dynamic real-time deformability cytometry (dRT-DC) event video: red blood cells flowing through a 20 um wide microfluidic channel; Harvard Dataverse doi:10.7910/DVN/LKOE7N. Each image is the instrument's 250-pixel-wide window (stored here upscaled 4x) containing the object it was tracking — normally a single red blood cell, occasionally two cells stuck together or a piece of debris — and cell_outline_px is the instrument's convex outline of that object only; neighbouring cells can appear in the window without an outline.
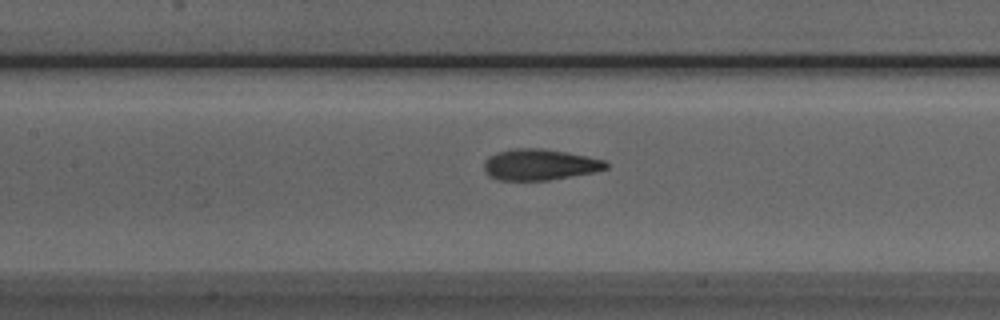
{"species": "Egyptian fruit bat (a non-hibernating species)", "species_latin": "Rousettus aegyptiacus", "temperature_condition": "room temperature", "stored_images_in_passage": 37, "camera_frame_rate_fps": 3000, "um_per_image_px": 0.085, "animal": {"sex": "male"}, "frame": {"image": 1, "passage_image": 9, "time_ms": 2.667, "image_size_px": [1000, 320], "cell_outline_px": [[608, 168], [592, 172], [548, 180], [500, 180], [488, 176], [484, 172], [484, 160], [488, 156], [496, 152], [516, 148], [544, 148], [568, 152], [588, 156], [604, 160], [608, 164]], "centroid_in_image_um": [45.83, 13.98], "position_along_channel_um": 161.6, "area_um2": 22.2}}
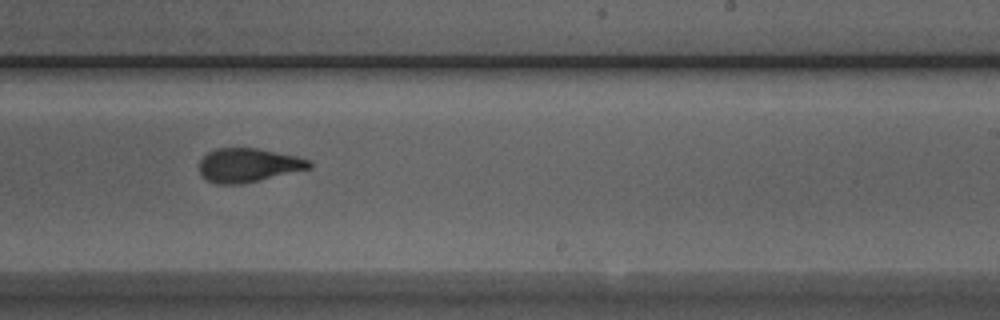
{"frame": {"image": 2, "passage_image": 17, "time_ms": 5.333, "image_size_px": [1000, 320], "cell_outline_px": [[312, 168], [240, 184], [216, 184], [204, 180], [200, 176], [200, 160], [208, 152], [216, 148], [256, 148], [296, 156], [308, 160], [312, 164]], "centroid_in_image_um": [21.06, 14.04], "position_along_channel_um": 267.9, "area_um2": 21.62}}
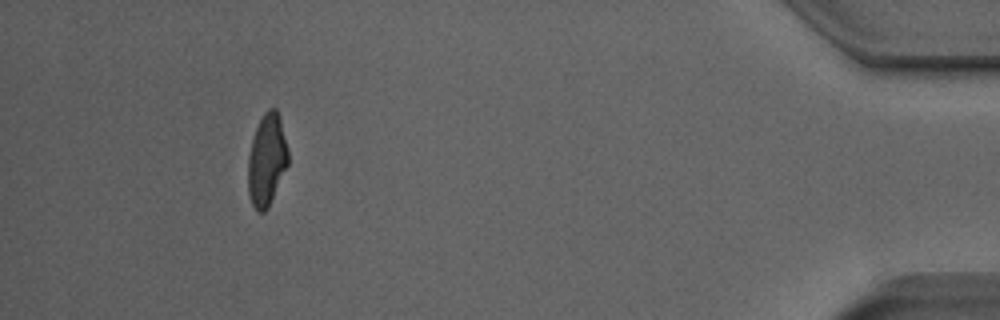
{"frame": {"image": 3, "passage_image": 33, "time_ms": 10.667, "image_size_px": [1000, 320], "cell_outline_px": [[288, 164], [268, 208], [264, 212], [256, 212], [248, 196], [248, 156], [252, 140], [256, 128], [264, 112], [268, 108], [276, 108], [280, 116], [288, 148]], "centroid_in_image_um": [22.67, 13.6], "position_along_channel_um": 412.5, "area_um2": 21.62}, "authors_computed_cell_mechanics": {"area_um2": 22.1374, "velocity_mm_per_s": 4.0032, "shape_relaxation_time_tau1_ms": 4.255, "shape_relaxation_time_tau2_ms": 1.5478, "deformation_change_tau1": 0.1768, "deformation_change_tau2": 0.0828}}